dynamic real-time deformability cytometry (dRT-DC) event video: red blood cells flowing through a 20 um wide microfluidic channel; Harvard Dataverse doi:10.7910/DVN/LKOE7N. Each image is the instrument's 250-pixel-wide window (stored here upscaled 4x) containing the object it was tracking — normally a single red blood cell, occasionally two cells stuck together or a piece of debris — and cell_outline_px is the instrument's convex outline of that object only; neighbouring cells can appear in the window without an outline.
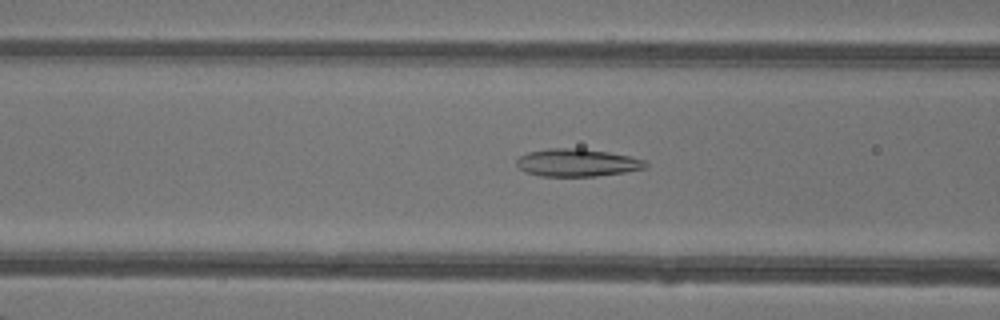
{"species": "common noctule bat (a hibernating species)", "species_latin": "Nyctalus noctula", "temperature_condition": "warm", "stored_images_in_passage": 33, "camera_frame_rate_fps": 3000, "um_per_image_px": 0.085, "animal": {"sex": "female"}, "frame": {"image": 1, "passage_image": 11, "time_ms": 3.333, "image_size_px": [1000, 320], "cell_outline_px": [[648, 168], [624, 172], [596, 176], [540, 176], [524, 172], [516, 164], [516, 160], [520, 156], [528, 152], [548, 148], [580, 148], [608, 152], [632, 156], [644, 160], [648, 164]], "centroid_in_image_um": [49.07, 13.82], "position_along_channel_um": 117.5, "area_um2": 20.92}}
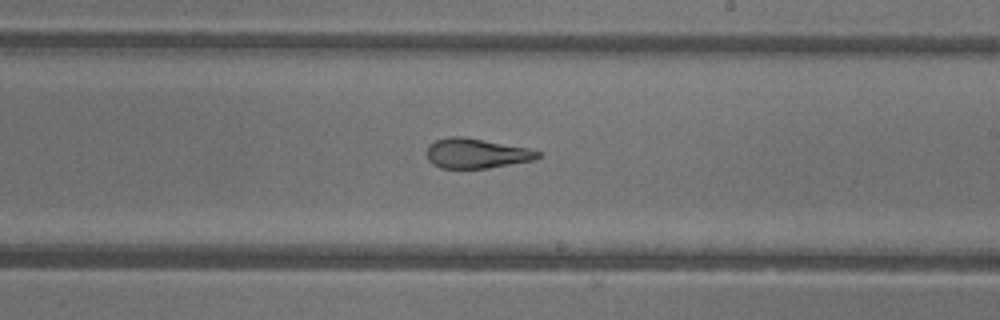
{"frame": {"image": 2, "passage_image": 20, "time_ms": 6.333, "image_size_px": [1000, 320], "cell_outline_px": [[540, 156], [532, 160], [488, 168], [440, 168], [432, 164], [428, 160], [428, 144], [436, 140], [448, 136], [460, 136], [528, 148], [540, 152]], "centroid_in_image_um": [40.45, 13.04], "position_along_channel_um": 248.6, "area_um2": 19.07}}
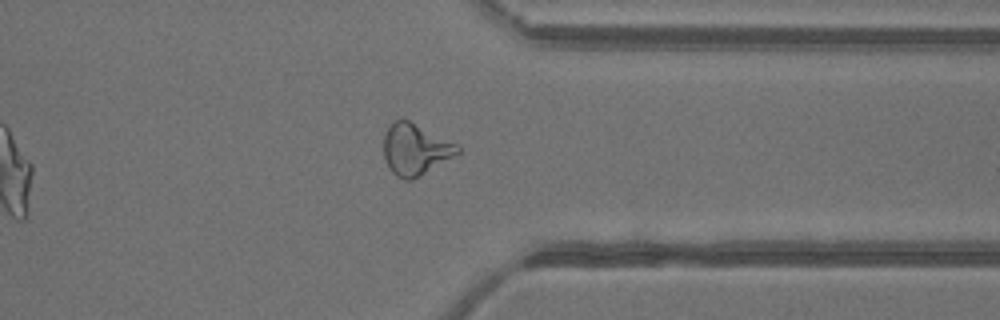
{"frame": {"image": 3, "passage_image": 29, "time_ms": 9.333, "image_size_px": [1000, 320], "cell_outline_px": [[460, 152], [412, 180], [404, 180], [396, 176], [392, 172], [384, 156], [384, 132], [392, 120], [408, 120], [460, 144]], "centroid_in_image_um": [35.3, 12.67], "position_along_channel_um": 376.1, "area_um2": 22.02}, "authors_computed_cell_mechanics": {"area_um2": 20.4034, "velocity_mm_per_s": 4.3569, "shape_relaxation_time_tau1_ms": null, "shape_relaxation_time_tau2_ms": 1.5852, "deformation_change_tau1": null, "deformation_change_tau2": 0.0979}}